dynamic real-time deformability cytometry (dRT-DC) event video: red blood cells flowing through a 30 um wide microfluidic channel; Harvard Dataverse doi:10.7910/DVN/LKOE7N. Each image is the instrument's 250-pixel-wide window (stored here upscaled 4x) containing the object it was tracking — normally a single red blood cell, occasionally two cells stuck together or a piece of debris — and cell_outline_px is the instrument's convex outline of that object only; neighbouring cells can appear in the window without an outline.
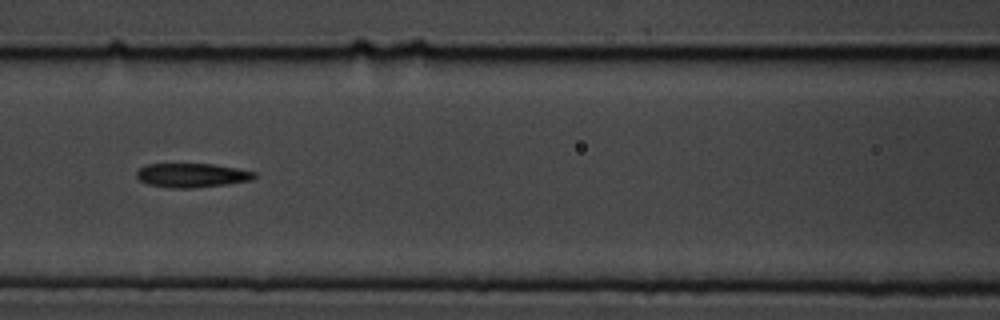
{"species": "common noctule bat (a hibernating species)", "species_latin": "Nyctalus noctula", "temperature_condition": "cold", "stored_images_in_passage": 8, "camera_frame_rate_fps": 3000, "um_per_image_px": 0.085, "animal": {"sex": "male", "body_mass_g": 19.5, "forearm_length_mm": 54.6}, "frame": {"image": 1, "passage_image": 6, "time_ms": 5.667, "image_size_px": [1000, 320], "cell_outline_px": [[256, 176], [252, 180], [228, 184], [192, 188], [168, 188], [148, 184], [140, 180], [136, 176], [136, 172], [140, 168], [148, 164], [212, 164], [236, 168], [256, 172]], "centroid_in_image_um": [16.32, 14.9], "position_along_channel_um": 150.3, "area_um2": 16.53}}
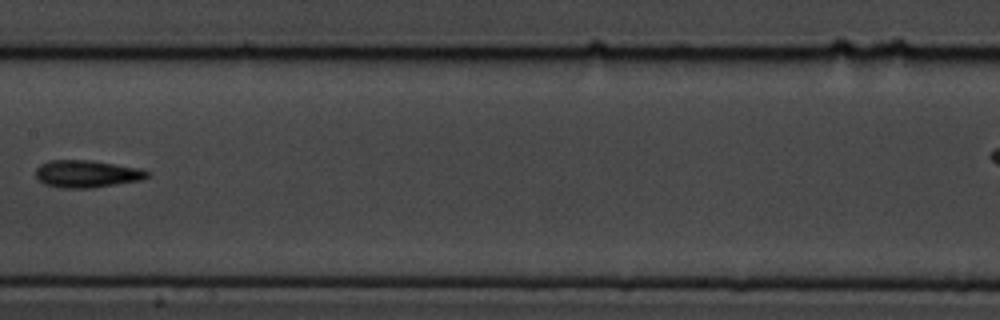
{"frame": {"image": 2, "passage_image": 7, "time_ms": 7.0, "image_size_px": [1000, 320], "cell_outline_px": [[152, 172], [148, 176], [140, 180], [92, 188], [64, 188], [44, 184], [36, 176], [36, 168], [40, 164], [48, 160], [92, 160], [140, 168]], "centroid_in_image_um": [7.38, 14.77], "position_along_channel_um": 200.0, "area_um2": 17.8}}
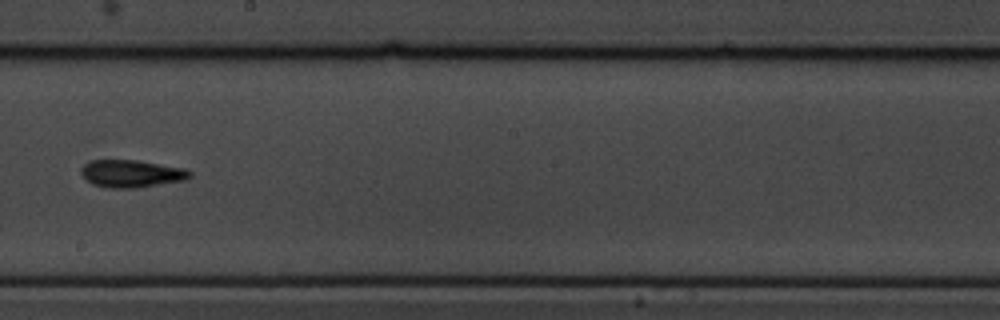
{"frame": {"image": 3, "passage_image": 8, "time_ms": 8.0, "image_size_px": [1000, 320], "cell_outline_px": [[192, 176], [184, 180], [136, 188], [104, 188], [92, 184], [80, 172], [80, 168], [84, 164], [92, 160], [136, 160], [184, 168], [192, 172]], "centroid_in_image_um": [11.16, 14.76], "position_along_channel_um": 237.0, "area_um2": 17.4}}